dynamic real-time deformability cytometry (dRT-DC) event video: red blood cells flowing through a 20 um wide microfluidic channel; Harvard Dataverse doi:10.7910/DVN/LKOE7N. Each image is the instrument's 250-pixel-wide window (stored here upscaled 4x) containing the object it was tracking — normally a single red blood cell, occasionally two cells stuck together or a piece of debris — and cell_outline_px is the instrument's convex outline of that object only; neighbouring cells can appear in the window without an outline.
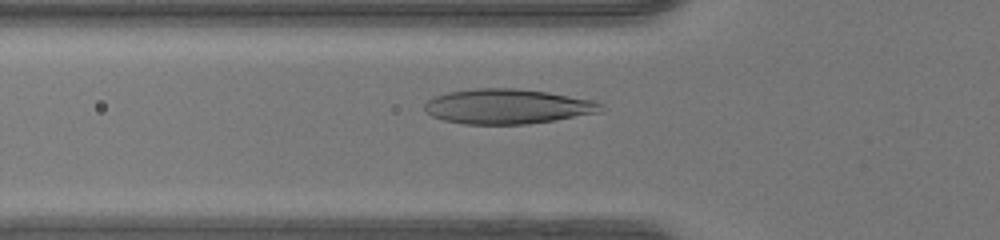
{"species": "human", "species_latin": "Homo sapiens", "temperature_condition": "warm", "stored_images_in_passage": 45, "camera_frame_rate_fps": 3000, "um_per_image_px": 0.085, "donor": {"sex": "female"}, "frame": {"image": 1, "passage_image": 13, "time_ms": 4.0, "image_size_px": [1000, 240], "cell_outline_px": [[604, 108], [600, 112], [556, 120], [528, 124], [464, 124], [444, 120], [432, 116], [424, 112], [424, 104], [428, 100], [436, 96], [448, 92], [476, 88], [516, 88], [548, 92], [596, 100]], "centroid_in_image_um": [43.14, 9.05], "position_along_channel_um": 82.7, "area_um2": 36.01}}
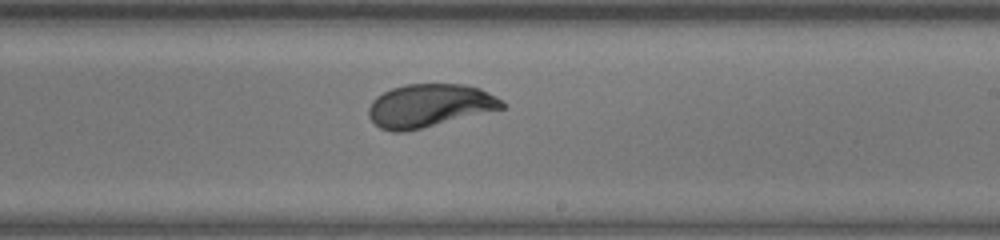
{"frame": {"image": 2, "passage_image": 25, "time_ms": 8.0, "image_size_px": [1000, 240], "cell_outline_px": [[504, 108], [404, 132], [392, 132], [380, 128], [368, 116], [368, 108], [372, 100], [376, 96], [392, 88], [404, 84], [468, 84], [480, 88], [504, 100]], "centroid_in_image_um": [36.49, 8.96], "position_along_channel_um": 252.5, "area_um2": 33.47}}
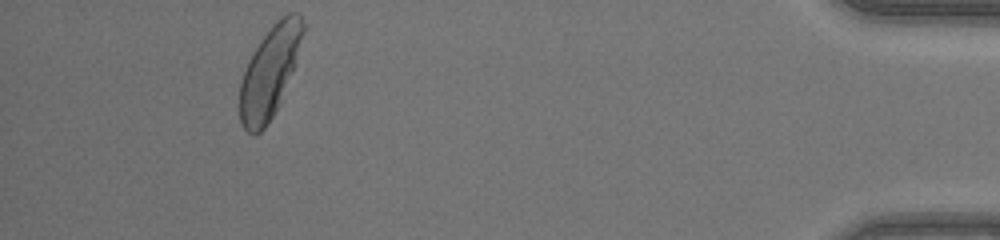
{"frame": {"image": 3, "passage_image": 41, "time_ms": 13.333, "image_size_px": [1000, 240], "cell_outline_px": [[308, 28], [276, 108], [272, 116], [264, 128], [256, 136], [252, 136], [240, 124], [240, 80], [248, 60], [252, 52], [260, 40], [272, 24], [280, 16], [288, 12], [300, 12], [308, 24]], "centroid_in_image_um": [22.94, 6.01], "position_along_channel_um": 412.3, "area_um2": 33.7}, "authors_computed_cell_mechanics": {"area_um2": 34.0442, "velocity_mm_per_s": 4.248, "shape_relaxation_time_tau1_ms": 3.029, "shape_relaxation_time_tau2_ms": null, "deformation_change_tau1": 0.167, "deformation_change_tau2": null}}